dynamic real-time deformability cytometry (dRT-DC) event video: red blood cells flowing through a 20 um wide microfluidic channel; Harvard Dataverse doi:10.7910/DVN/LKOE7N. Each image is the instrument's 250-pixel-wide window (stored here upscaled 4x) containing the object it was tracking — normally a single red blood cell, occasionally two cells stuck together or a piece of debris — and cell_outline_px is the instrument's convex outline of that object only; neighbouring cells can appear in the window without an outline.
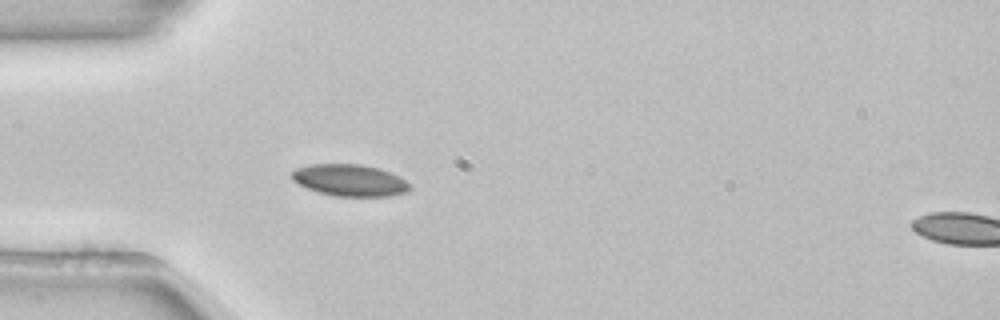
{"species": "common noctule bat (a hibernating species)", "species_latin": "Nyctalus noctula", "temperature_condition": "room temperature", "stored_images_in_passage": 39, "camera_frame_rate_fps": 3000, "um_per_image_px": 0.085, "animal": {"sex": "female", "body_mass_g": 22.7, "forearm_length_mm": 54.2}, "frame": {"image": 1, "passage_image": 1, "time_ms": 0.0, "image_size_px": [1000, 320], "cell_outline_px": [[412, 188], [408, 192], [388, 196], [336, 196], [320, 192], [308, 188], [292, 180], [292, 172], [296, 168], [308, 164], [360, 164], [380, 168], [400, 176], [412, 184]], "centroid_in_image_um": [29.79, 15.31], "position_along_channel_um": 55.2, "area_um2": 21.96}}
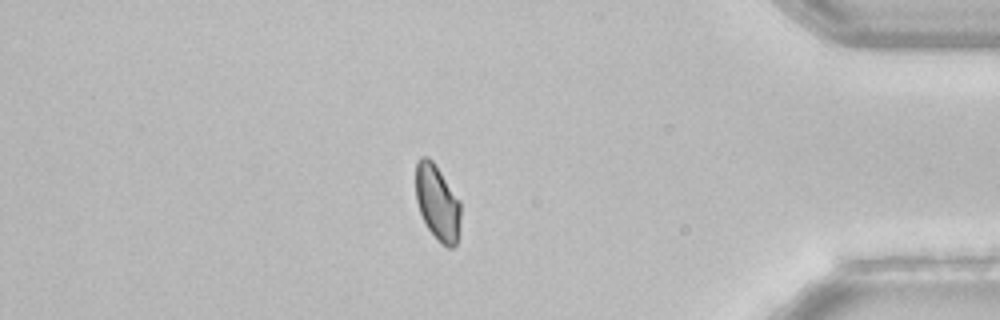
{"frame": {"image": 2, "passage_image": 31, "time_ms": 10.0, "image_size_px": [1000, 320], "cell_outline_px": [[460, 228], [456, 244], [452, 248], [448, 248], [428, 228], [420, 212], [416, 200], [416, 160], [420, 156], [428, 156], [432, 160], [460, 200]], "centroid_in_image_um": [37.18, 17.18], "position_along_channel_um": 398.0, "area_um2": 19.59}}
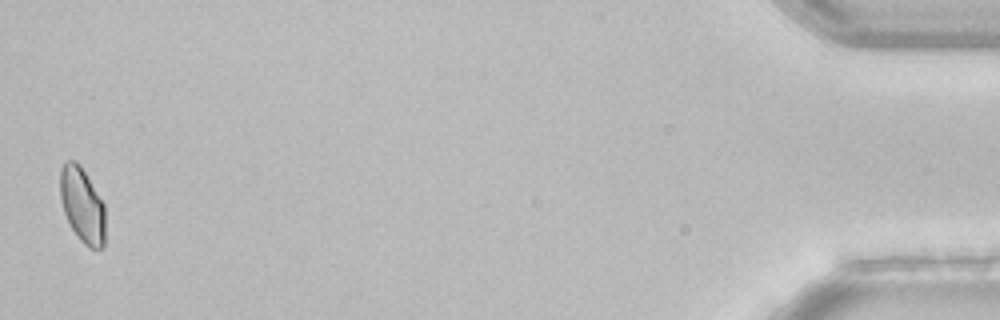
{"frame": {"image": 3, "passage_image": 38, "time_ms": 12.333, "image_size_px": [1000, 320], "cell_outline_px": [[104, 248], [88, 248], [80, 240], [72, 228], [64, 212], [60, 200], [60, 168], [64, 160], [76, 160], [80, 164], [104, 204]], "centroid_in_image_um": [6.97, 17.4], "position_along_channel_um": 428.2, "area_um2": 19.77}, "authors_computed_cell_mechanics": {"area_um2": 20.519, "velocity_mm_per_s": 3.854, "shape_relaxation_time_tau1_ms": null, "shape_relaxation_time_tau2_ms": 6.4076, "deformation_change_tau1": null, "deformation_change_tau2": 0.082}}